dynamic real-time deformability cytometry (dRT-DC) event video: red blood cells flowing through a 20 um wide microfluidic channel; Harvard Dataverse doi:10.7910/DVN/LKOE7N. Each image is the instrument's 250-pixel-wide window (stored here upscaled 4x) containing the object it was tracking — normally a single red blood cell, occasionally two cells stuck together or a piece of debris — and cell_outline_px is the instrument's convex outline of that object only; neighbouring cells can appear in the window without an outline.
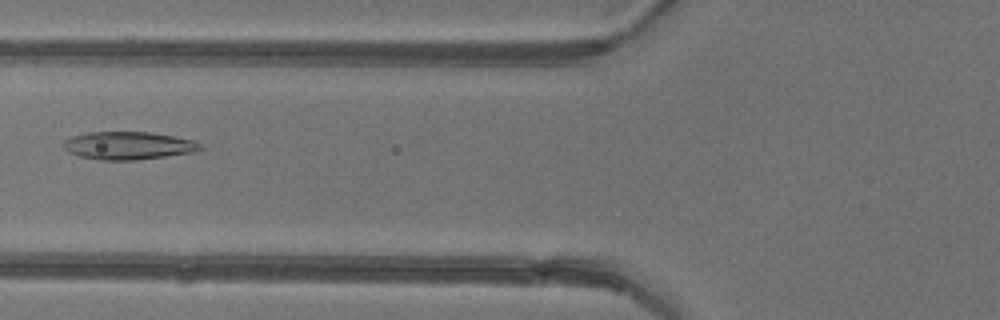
{"species": "common noctule bat (a hibernating species)", "species_latin": "Nyctalus noctula", "temperature_condition": "warm", "stored_images_in_passage": 5, "camera_frame_rate_fps": 3000, "um_per_image_px": 0.085, "animal": {"sex": "female"}, "frame": {"image": 1, "passage_image": 5, "time_ms": 5.667, "image_size_px": [1000, 320], "cell_outline_px": [[204, 148], [192, 152], [136, 160], [100, 160], [80, 156], [64, 148], [64, 140], [72, 136], [88, 132], [148, 132], [172, 136], [192, 140], [200, 144]], "centroid_in_image_um": [10.89, 12.37], "position_along_channel_um": 114.9, "area_um2": 21.85}}